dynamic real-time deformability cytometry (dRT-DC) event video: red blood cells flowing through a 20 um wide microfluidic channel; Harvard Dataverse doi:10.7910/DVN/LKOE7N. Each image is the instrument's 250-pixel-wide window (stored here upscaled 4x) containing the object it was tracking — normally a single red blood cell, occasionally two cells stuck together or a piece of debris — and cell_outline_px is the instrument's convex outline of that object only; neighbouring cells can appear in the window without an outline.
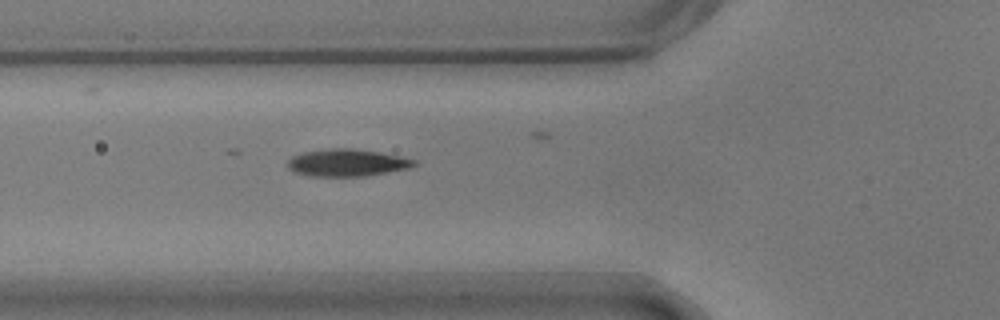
{"species": "common noctule bat (a hibernating species)", "species_latin": "Nyctalus noctula", "temperature_condition": "warm", "stored_images_in_passage": 26, "camera_frame_rate_fps": 3000, "um_per_image_px": 0.085, "animal": {"sex": "male", "body_mass_g": 17.9}, "frame": {"image": 1, "passage_image": 2, "time_ms": 0.333, "image_size_px": [1000, 320], "cell_outline_px": [[416, 164], [408, 168], [388, 172], [364, 176], [308, 176], [296, 172], [288, 168], [288, 160], [292, 156], [304, 152], [328, 148], [352, 148], [380, 152], [400, 156], [416, 160]], "centroid_in_image_um": [29.49, 13.82], "position_along_channel_um": 96.3, "area_um2": 20.0}}
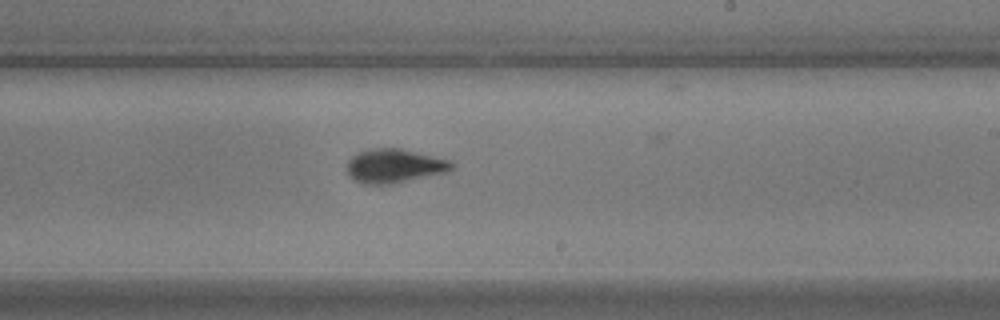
{"frame": {"image": 2, "passage_image": 15, "time_ms": 4.667, "image_size_px": [1000, 320], "cell_outline_px": [[456, 168], [452, 172], [388, 184], [364, 184], [356, 180], [348, 172], [348, 160], [352, 156], [360, 152], [380, 148], [400, 148], [452, 160], [456, 164]], "centroid_in_image_um": [33.66, 14.1], "position_along_channel_um": 255.3, "area_um2": 20.75}}
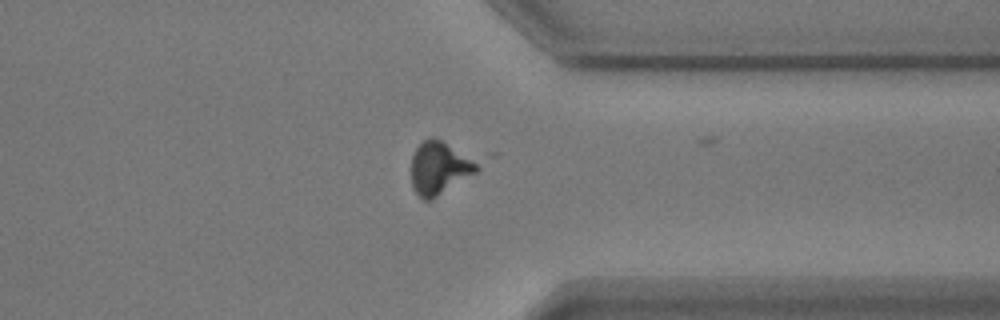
{"frame": {"image": 3, "passage_image": 25, "time_ms": 8.0, "image_size_px": [1000, 320], "cell_outline_px": [[480, 168], [476, 172], [432, 200], [424, 200], [412, 188], [412, 156], [416, 148], [424, 140], [440, 140], [476, 164]], "centroid_in_image_um": [37.28, 14.35], "position_along_channel_um": 374.1, "area_um2": 19.19}, "authors_computed_cell_mechanics": {"area_um2": 20.5768, "velocity_mm_per_s": 3.6487, "shape_relaxation_time_tau1_ms": 5.2444, "shape_relaxation_time_tau2_ms": null, "deformation_change_tau1": 0.1822, "deformation_change_tau2": null}}